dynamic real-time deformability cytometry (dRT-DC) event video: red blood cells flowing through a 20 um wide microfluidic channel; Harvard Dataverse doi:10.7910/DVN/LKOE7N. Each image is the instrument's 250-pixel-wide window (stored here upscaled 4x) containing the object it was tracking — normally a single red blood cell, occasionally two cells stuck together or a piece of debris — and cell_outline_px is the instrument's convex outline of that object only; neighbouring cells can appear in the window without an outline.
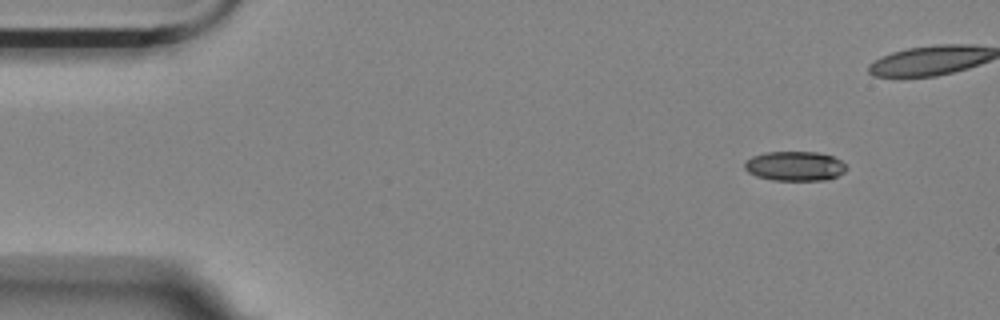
{"species": "Egyptian fruit bat (a non-hibernating species)", "species_latin": "Rousettus aegyptiacus", "temperature_condition": "room temperature", "stored_images_in_passage": 6, "segment_of_instrument_passage": [1, 2], "camera_frame_rate_fps": 3000, "um_per_image_px": 0.085, "animal": {"sex": "female"}, "frame": {"image": 1, "passage_image": 1, "time_ms": 0.0, "image_size_px": [1000, 320], "cell_outline_px": [[848, 168], [844, 172], [836, 176], [824, 180], [772, 180], [756, 176], [748, 172], [744, 168], [744, 164], [752, 156], [764, 152], [816, 152], [832, 156], [840, 160]], "centroid_in_image_um": [67.55, 14.11], "position_along_channel_um": 17.5, "area_um2": 17.46}}
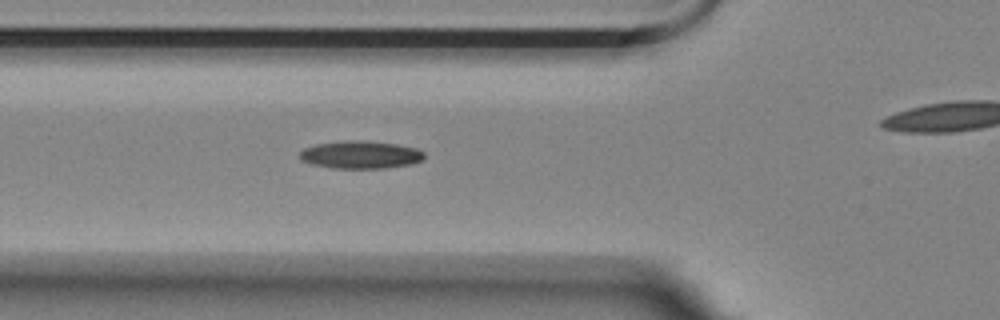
{"frame": {"image": 2, "passage_image": 5, "time_ms": 4.667, "image_size_px": [1000, 320], "cell_outline_px": [[424, 160], [412, 164], [384, 168], [332, 168], [312, 164], [300, 160], [300, 152], [304, 148], [316, 144], [344, 140], [364, 140], [396, 144], [416, 148], [424, 152]], "centroid_in_image_um": [30.65, 13.15], "position_along_channel_um": 95.1, "area_um2": 20.23}}